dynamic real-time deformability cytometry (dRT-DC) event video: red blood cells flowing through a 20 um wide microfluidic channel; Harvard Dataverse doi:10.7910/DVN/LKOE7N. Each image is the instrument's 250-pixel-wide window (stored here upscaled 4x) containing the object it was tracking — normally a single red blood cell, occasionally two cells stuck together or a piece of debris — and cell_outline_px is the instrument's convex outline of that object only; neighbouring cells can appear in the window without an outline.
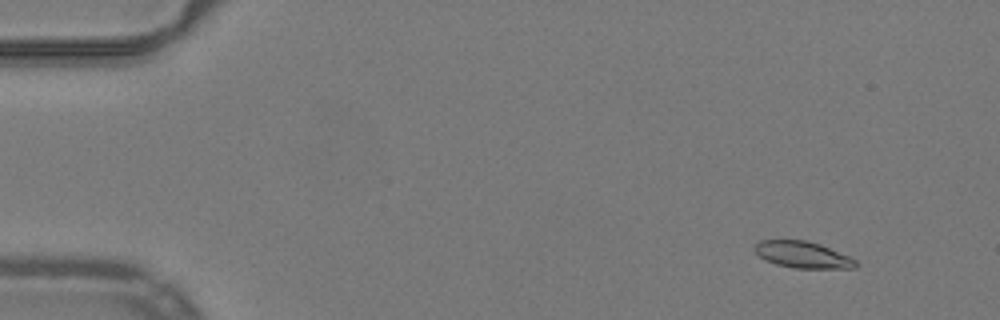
{"species": "common noctule bat (a hibernating species)", "species_latin": "Nyctalus noctula", "temperature_condition": "warm", "stored_images_in_passage": 53, "camera_frame_rate_fps": 3000, "um_per_image_px": 0.085, "animal": {"sex": "male", "body_mass_g": 19.2, "forearm_length_mm": 51.8}, "frame": {"image": 1, "passage_image": 6, "time_ms": 1.667, "image_size_px": [1000, 320], "cell_outline_px": [[856, 268], [792, 268], [776, 264], [764, 260], [752, 248], [760, 240], [808, 240], [820, 244], [848, 256], [856, 260]], "centroid_in_image_um": [68.19, 21.65], "position_along_channel_um": 16.8, "area_um2": 15.61}}
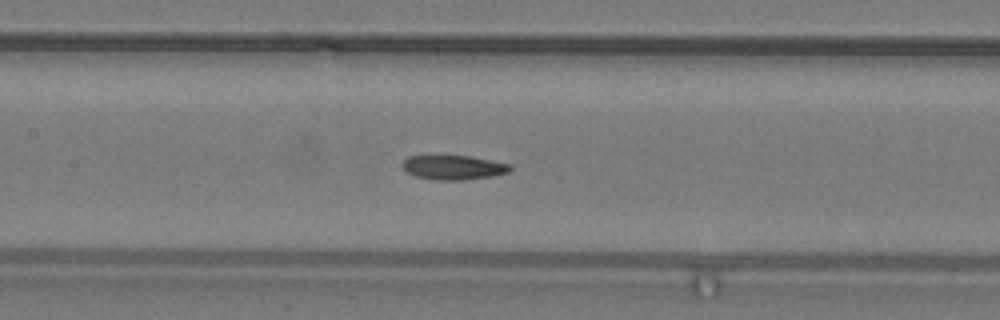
{"frame": {"image": 2, "passage_image": 26, "time_ms": 8.333, "image_size_px": [1000, 320], "cell_outline_px": [[512, 168], [508, 172], [492, 176], [468, 180], [436, 180], [416, 176], [408, 172], [400, 164], [408, 156], [472, 156], [512, 164]], "centroid_in_image_um": [38.58, 14.23], "position_along_channel_um": 168.8, "area_um2": 15.37}}
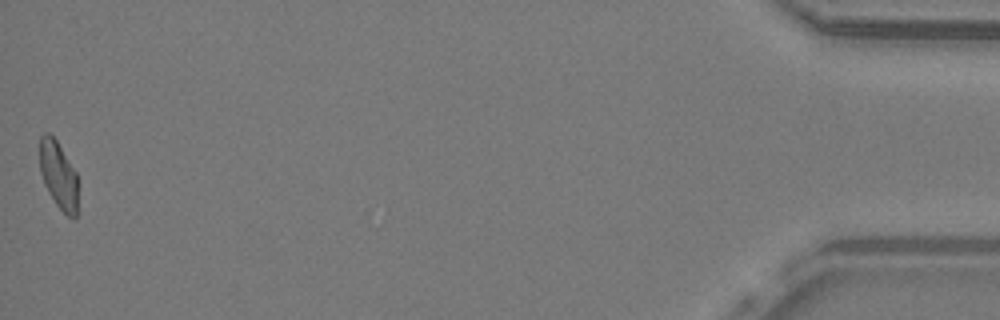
{"frame": {"image": 3, "passage_image": 53, "time_ms": 17.333, "image_size_px": [1000, 320], "cell_outline_px": [[76, 216], [68, 216], [56, 204], [48, 192], [44, 184], [40, 172], [40, 136], [44, 132], [48, 132], [56, 140], [76, 172]], "centroid_in_image_um": [4.93, 14.84], "position_along_channel_um": 430.3, "area_um2": 14.62}, "authors_computed_cell_mechanics": {"area_um2": 16.0684, "velocity_mm_per_s": 3.9872, "shape_relaxation_time_tau1_ms": null, "shape_relaxation_time_tau2_ms": 2.7263, "deformation_change_tau1": null, "deformation_change_tau2": 0.0924}}